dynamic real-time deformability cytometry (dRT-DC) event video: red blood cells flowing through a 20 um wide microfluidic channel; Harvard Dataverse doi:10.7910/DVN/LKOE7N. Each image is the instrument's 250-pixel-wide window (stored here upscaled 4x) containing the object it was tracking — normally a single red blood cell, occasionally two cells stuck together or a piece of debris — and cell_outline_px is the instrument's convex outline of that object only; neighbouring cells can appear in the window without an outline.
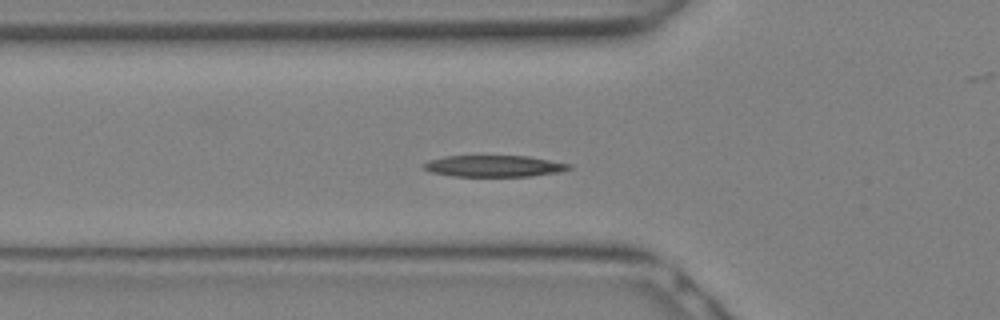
{"species": "Egyptian fruit bat (a non-hibernating species)", "species_latin": "Rousettus aegyptiacus", "temperature_condition": "warm", "stored_images_in_passage": 14, "camera_frame_rate_fps": 3000, "um_per_image_px": 0.085, "animal": {"sex": "female"}, "frame": {"image": 1, "passage_image": 10, "time_ms": 3.0, "image_size_px": [1000, 320], "cell_outline_px": [[572, 168], [560, 172], [532, 176], [452, 176], [432, 172], [424, 168], [424, 164], [428, 160], [444, 156], [528, 156], [572, 164]], "centroid_in_image_um": [42.03, 14.11], "position_along_channel_um": 83.8, "area_um2": 18.15}}
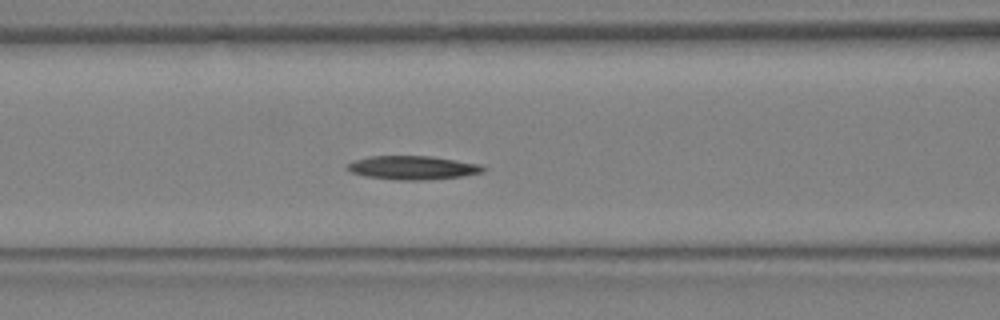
{"frame": {"image": 2, "passage_image": 12, "time_ms": 3.667, "image_size_px": [1000, 320], "cell_outline_px": [[488, 168], [484, 172], [464, 176], [424, 180], [400, 180], [364, 176], [352, 172], [344, 168], [352, 160], [368, 156], [432, 156], [480, 164]], "centroid_in_image_um": [35.08, 14.25], "position_along_channel_um": 131.5, "area_um2": 18.96}}
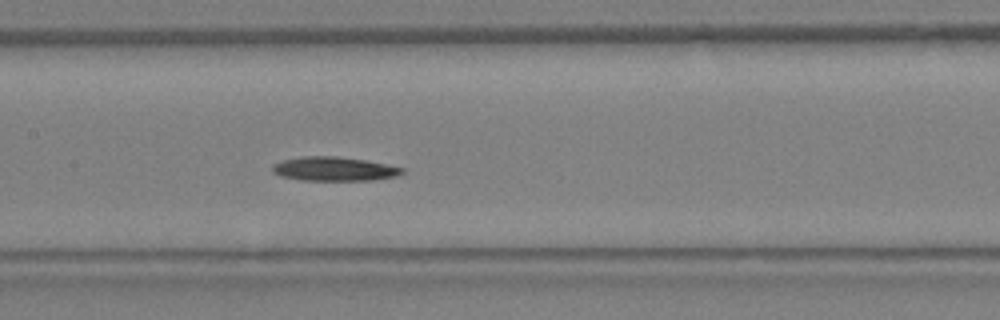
{"frame": {"image": 3, "passage_image": 14, "time_ms": 4.333, "image_size_px": [1000, 320], "cell_outline_px": [[404, 172], [396, 176], [368, 180], [300, 180], [280, 176], [272, 172], [272, 164], [284, 160], [304, 156], [336, 156], [364, 160], [404, 168]], "centroid_in_image_um": [28.35, 14.36], "position_along_channel_um": 179.1, "area_um2": 17.98}}